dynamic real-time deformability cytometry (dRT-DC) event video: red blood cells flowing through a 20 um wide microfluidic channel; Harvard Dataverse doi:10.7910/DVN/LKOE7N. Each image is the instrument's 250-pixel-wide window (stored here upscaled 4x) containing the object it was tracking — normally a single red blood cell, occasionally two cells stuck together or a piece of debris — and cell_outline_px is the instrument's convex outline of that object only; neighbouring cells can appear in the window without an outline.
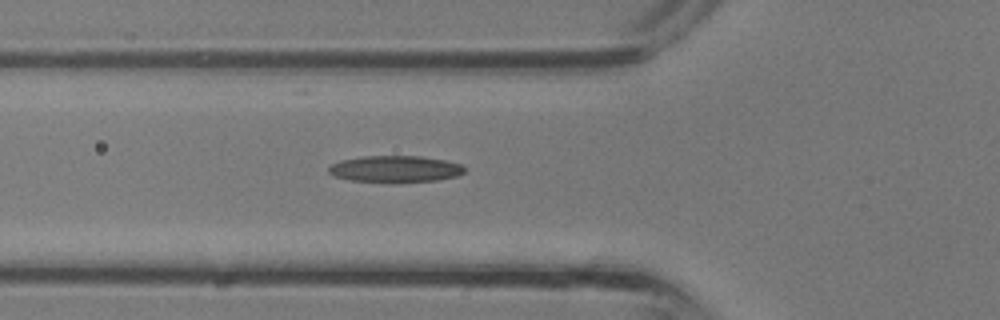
{"species": "common noctule bat (a hibernating species)", "species_latin": "Nyctalus noctula", "temperature_condition": "room temperature", "stored_images_in_passage": 31, "camera_frame_rate_fps": 3000, "um_per_image_px": 0.085, "animal": {"sex": "male", "body_mass_g": 13.3}, "frame": {"image": 1, "passage_image": 11, "time_ms": 3.333, "image_size_px": [1000, 320], "cell_outline_px": [[464, 172], [456, 176], [436, 180], [392, 184], [348, 180], [332, 176], [328, 172], [328, 168], [332, 164], [340, 160], [364, 156], [420, 156], [444, 160], [460, 164], [464, 168]], "centroid_in_image_um": [33.53, 14.39], "position_along_channel_um": 92.3, "area_um2": 21.5}}
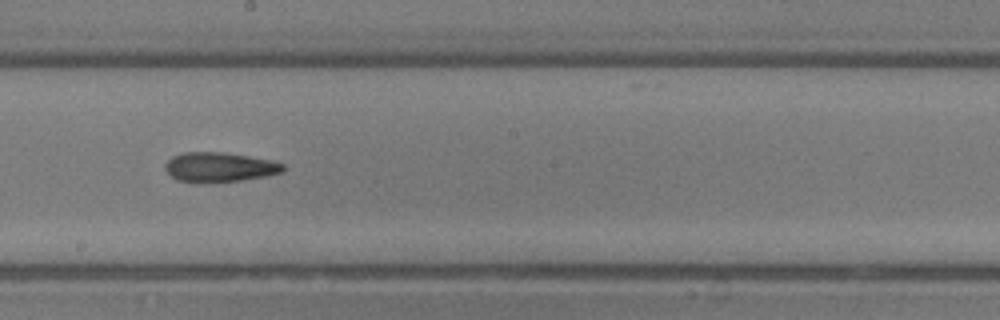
{"frame": {"image": 2, "passage_image": 18, "time_ms": 5.667, "image_size_px": [1000, 320], "cell_outline_px": [[284, 172], [268, 176], [240, 180], [200, 184], [196, 184], [176, 180], [164, 168], [164, 164], [172, 156], [184, 152], [224, 152], [272, 160], [284, 164]], "centroid_in_image_um": [18.64, 14.22], "position_along_channel_um": 229.6, "area_um2": 20.75}}
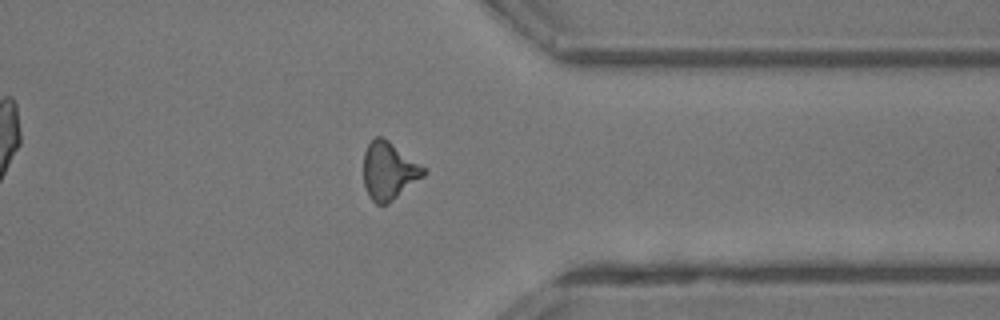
{"frame": {"image": 3, "passage_image": 26, "time_ms": 8.333, "image_size_px": [1000, 320], "cell_outline_px": [[428, 172], [424, 176], [388, 204], [376, 204], [368, 196], [364, 184], [364, 152], [368, 144], [376, 136], [380, 136], [388, 140], [424, 168]], "centroid_in_image_um": [33.03, 14.54], "position_along_channel_um": 378.4, "area_um2": 19.94}}